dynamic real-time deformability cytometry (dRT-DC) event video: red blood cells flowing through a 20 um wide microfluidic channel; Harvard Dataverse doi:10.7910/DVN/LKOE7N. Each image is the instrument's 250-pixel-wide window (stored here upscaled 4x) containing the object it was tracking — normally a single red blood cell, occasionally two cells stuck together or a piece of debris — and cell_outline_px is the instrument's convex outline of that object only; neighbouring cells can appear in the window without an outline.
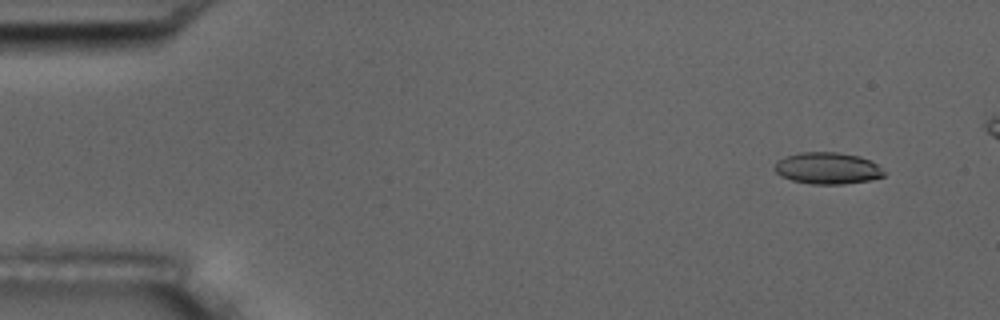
{"species": "common noctule bat (a hibernating species)", "species_latin": "Nyctalus noctula", "temperature_condition": "room temperature", "stored_images_in_passage": 7, "camera_frame_rate_fps": 3000, "um_per_image_px": 0.085, "animal": {"sex": "male", "body_mass_g": 17.5, "forearm_length_mm": 52.3}, "frame": {"image": 1, "passage_image": 2, "time_ms": 1.0, "image_size_px": [1000, 320], "cell_outline_px": [[888, 172], [884, 176], [868, 180], [844, 184], [812, 184], [792, 180], [780, 176], [772, 168], [784, 156], [800, 152], [836, 152], [860, 156], [872, 160]], "centroid_in_image_um": [70.37, 14.29], "position_along_channel_um": 14.6, "area_um2": 20.4}}